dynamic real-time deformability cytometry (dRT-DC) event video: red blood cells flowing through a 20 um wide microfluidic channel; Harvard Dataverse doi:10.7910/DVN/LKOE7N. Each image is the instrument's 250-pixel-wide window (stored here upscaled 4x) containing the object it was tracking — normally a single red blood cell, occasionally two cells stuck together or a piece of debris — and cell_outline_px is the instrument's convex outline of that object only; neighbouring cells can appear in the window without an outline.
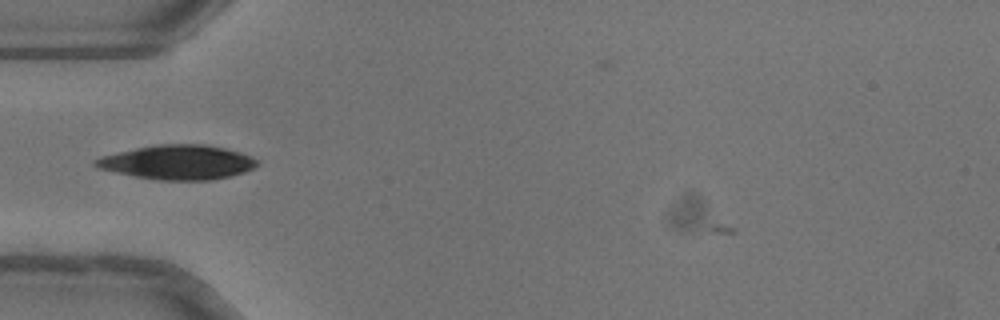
{"species": "common noctule bat (a hibernating species)", "species_latin": "Nyctalus noctula", "temperature_condition": "warm", "stored_images_in_passage": 26, "camera_frame_rate_fps": 3000, "um_per_image_px": 0.085, "animal": {"sex": "female"}, "frame": {"image": 1, "passage_image": 2, "time_ms": 0.333, "image_size_px": [1000, 320], "cell_outline_px": [[256, 164], [252, 168], [244, 172], [228, 176], [208, 180], [160, 180], [136, 176], [96, 168], [92, 164], [92, 160], [100, 156], [116, 152], [156, 144], [208, 144], [240, 152], [252, 156], [256, 160]], "centroid_in_image_um": [15.05, 13.78], "position_along_channel_um": 70.0, "area_um2": 32.31}}
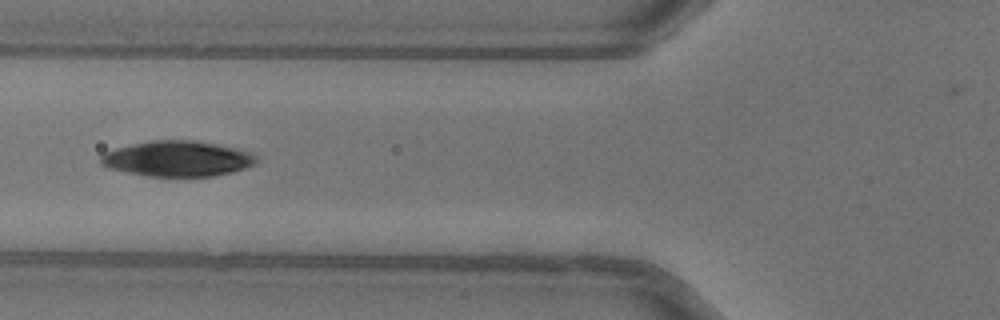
{"frame": {"image": 2, "passage_image": 5, "time_ms": 1.333, "image_size_px": [1000, 320], "cell_outline_px": [[256, 164], [232, 172], [212, 176], [148, 176], [108, 168], [100, 164], [100, 156], [104, 152], [116, 148], [152, 140], [196, 140], [236, 148], [252, 152], [256, 156]], "centroid_in_image_um": [15.09, 13.48], "position_along_channel_um": 110.7, "area_um2": 32.14}}
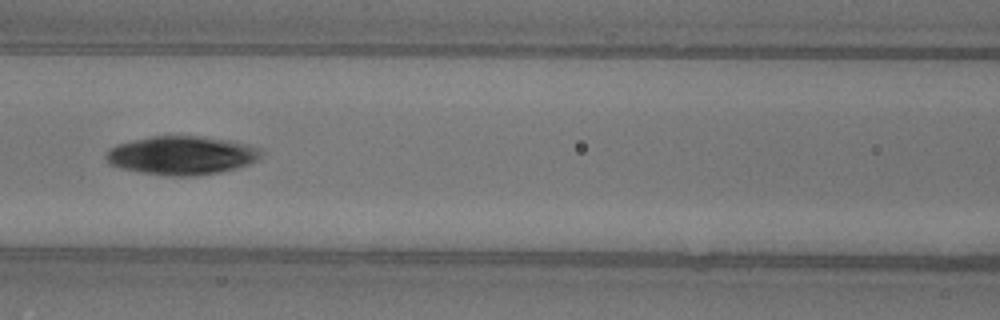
{"frame": {"image": 3, "passage_image": 8, "time_ms": 2.333, "image_size_px": [1000, 320], "cell_outline_px": [[264, 152], [260, 160], [236, 168], [220, 172], [196, 176], [168, 176], [140, 172], [120, 168], [108, 164], [104, 156], [116, 144], [152, 136], [200, 136], [228, 140], [260, 148]], "centroid_in_image_um": [15.46, 13.22], "position_along_channel_um": 151.1, "area_um2": 35.03}}